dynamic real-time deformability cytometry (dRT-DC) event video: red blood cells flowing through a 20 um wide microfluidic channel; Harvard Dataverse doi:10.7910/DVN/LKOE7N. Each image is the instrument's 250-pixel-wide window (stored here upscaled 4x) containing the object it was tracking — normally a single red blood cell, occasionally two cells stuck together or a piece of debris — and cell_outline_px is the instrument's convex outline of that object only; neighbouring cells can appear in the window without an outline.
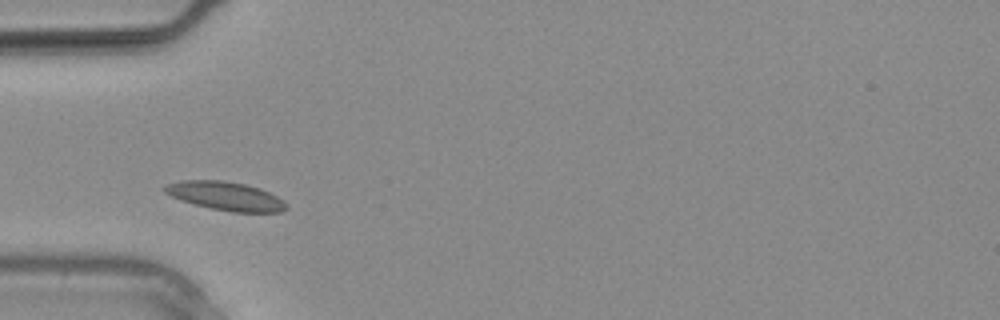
{"species": "common noctule bat (a hibernating species)", "species_latin": "Nyctalus noctula", "temperature_condition": "warm", "stored_images_in_passage": 4, "camera_frame_rate_fps": 3000, "um_per_image_px": 0.085, "animal": {"sex": "male", "body_mass_g": 20.4}, "frame": {"image": 1, "passage_image": 1, "time_ms": 0.0, "image_size_px": [1000, 320], "cell_outline_px": [[288, 208], [280, 212], [232, 212], [212, 208], [180, 200], [164, 192], [160, 188], [164, 184], [180, 180], [224, 180], [244, 184], [260, 188], [284, 200], [288, 204]], "centroid_in_image_um": [19.15, 16.65], "position_along_channel_um": 65.8, "area_um2": 20.4}}